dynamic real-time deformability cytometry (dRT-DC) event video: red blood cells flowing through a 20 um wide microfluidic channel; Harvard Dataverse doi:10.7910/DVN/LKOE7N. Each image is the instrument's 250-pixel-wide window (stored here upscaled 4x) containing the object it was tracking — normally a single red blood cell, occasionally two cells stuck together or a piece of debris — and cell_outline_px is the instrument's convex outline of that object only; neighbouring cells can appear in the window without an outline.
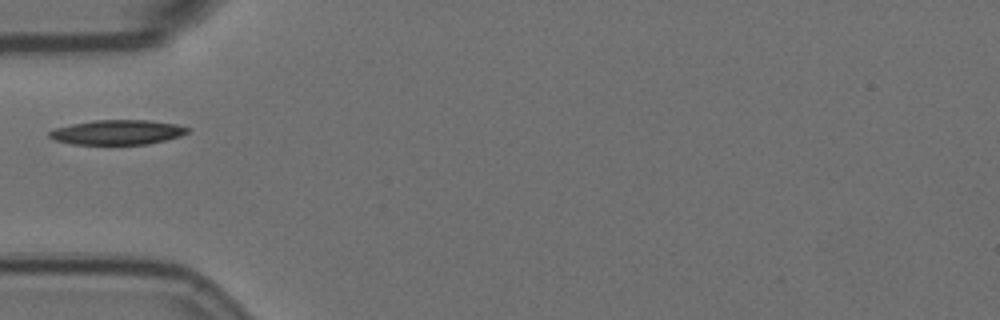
{"species": "Egyptian fruit bat (a non-hibernating species)", "species_latin": "Rousettus aegyptiacus", "temperature_condition": "room temperature", "stored_images_in_passage": 7, "segment_of_instrument_passage": [2, 2], "camera_frame_rate_fps": 3000, "um_per_image_px": 0.085, "animal": {"sex": "female"}, "frame": {"image": 1, "passage_image": 5, "time_ms": 4.667, "image_size_px": [1000, 320], "cell_outline_px": [[192, 128], [188, 132], [180, 136], [148, 144], [72, 144], [56, 140], [48, 136], [48, 132], [56, 128], [72, 124], [96, 120], [148, 120], [176, 124]], "centroid_in_image_um": [10.01, 11.24], "position_along_channel_um": 75.0, "area_um2": 19.77}}
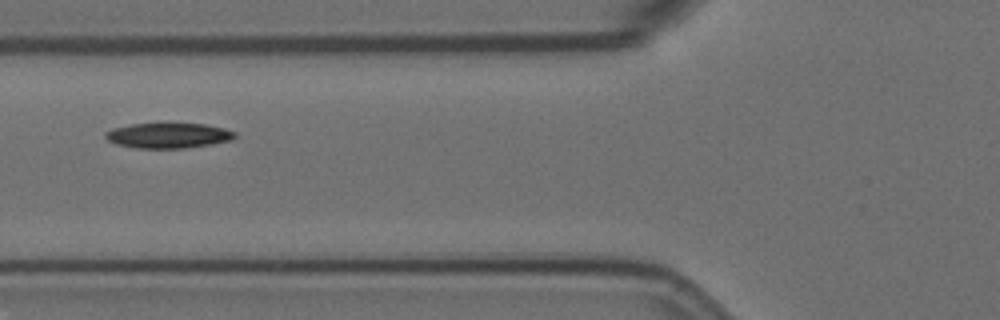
{"frame": {"image": 2, "passage_image": 6, "time_ms": 5.667, "image_size_px": [1000, 320], "cell_outline_px": [[236, 136], [232, 140], [212, 144], [184, 148], [136, 148], [116, 144], [108, 140], [104, 136], [104, 132], [112, 128], [132, 124], [164, 120], [168, 120], [204, 124], [224, 128], [236, 132]], "centroid_in_image_um": [14.29, 11.46], "position_along_channel_um": 111.5, "area_um2": 20.06}}
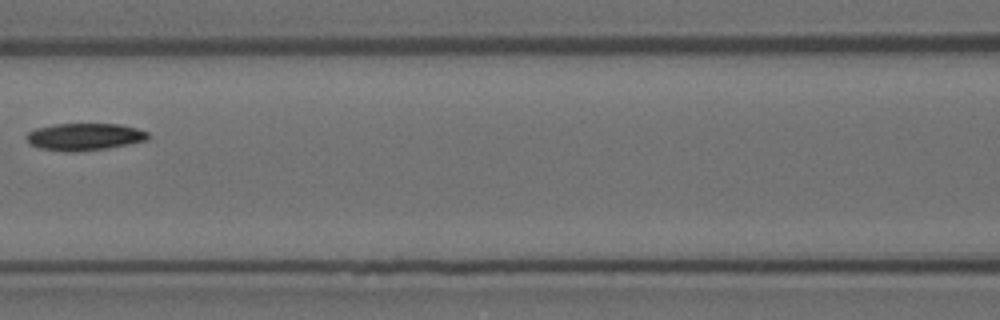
{"frame": {"image": 3, "passage_image": 7, "time_ms": 7.0, "image_size_px": [1000, 320], "cell_outline_px": [[148, 140], [128, 144], [104, 148], [72, 152], [64, 152], [40, 148], [32, 144], [24, 136], [28, 132], [36, 128], [52, 124], [120, 124], [136, 128], [148, 132]], "centroid_in_image_um": [7.16, 11.62], "position_along_channel_um": 159.4, "area_um2": 19.13}}